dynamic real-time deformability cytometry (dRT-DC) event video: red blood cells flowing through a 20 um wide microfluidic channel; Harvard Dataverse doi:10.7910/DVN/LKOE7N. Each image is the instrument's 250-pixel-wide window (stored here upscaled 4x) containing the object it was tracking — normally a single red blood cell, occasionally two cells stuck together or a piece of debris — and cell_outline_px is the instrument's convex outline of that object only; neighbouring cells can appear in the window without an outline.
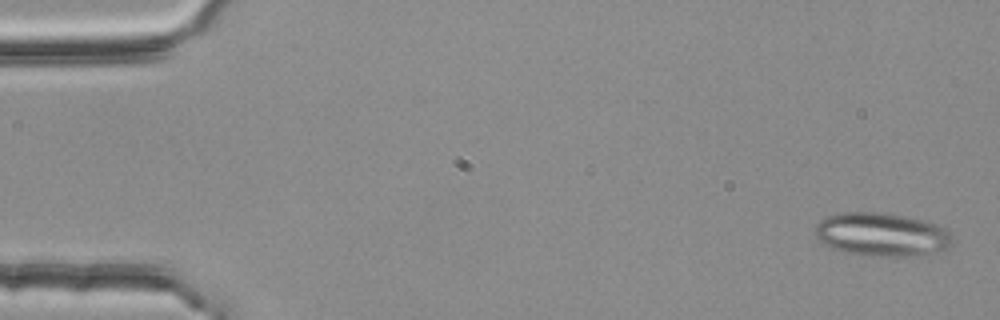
{"species": "common noctule bat (a hibernating species)", "species_latin": "Nyctalus noctula", "temperature_condition": "room temperature", "stored_images_in_passage": 54, "segment_of_instrument_passage": [1, 2], "camera_frame_rate_fps": 3000, "um_per_image_px": 0.085, "animal": {"sex": "female", "body_mass_g": 25.1}, "frame": {"image": 1, "passage_image": 2, "time_ms": 0.333, "image_size_px": [1000, 320], "cell_outline_px": [[952, 240], [944, 248], [936, 252], [916, 256], [880, 256], [852, 252], [832, 248], [824, 244], [816, 236], [816, 224], [824, 216], [836, 212], [884, 212], [908, 216], [924, 220], [948, 228], [952, 236]], "centroid_in_image_um": [74.95, 19.89], "position_along_channel_um": 10.0, "area_um2": 34.8}}